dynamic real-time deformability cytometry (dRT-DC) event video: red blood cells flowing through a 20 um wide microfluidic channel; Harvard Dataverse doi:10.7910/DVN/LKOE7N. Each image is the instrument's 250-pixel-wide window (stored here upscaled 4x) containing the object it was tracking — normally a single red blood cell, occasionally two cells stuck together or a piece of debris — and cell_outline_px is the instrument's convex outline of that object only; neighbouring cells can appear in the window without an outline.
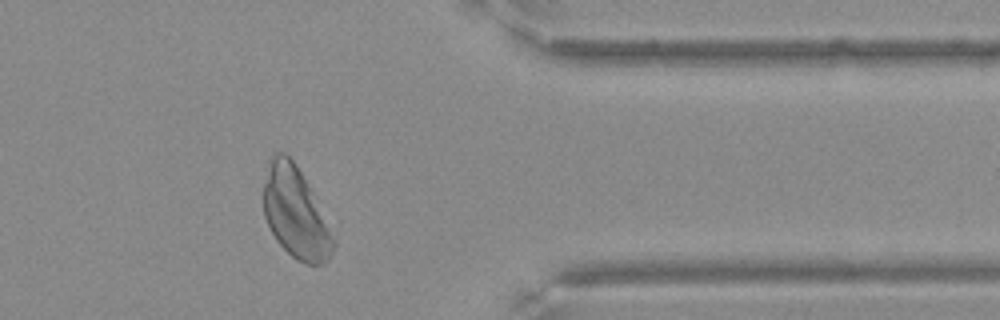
{"species": "Egyptian fruit bat (a non-hibernating species)", "species_latin": "Rousettus aegyptiacus", "temperature_condition": "warm", "stored_images_in_passage": 43, "camera_frame_rate_fps": 3000, "um_per_image_px": 0.085, "frame": {"image": 1, "passage_image": 33, "time_ms": 10.667, "image_size_px": [1000, 320], "cell_outline_px": [[336, 244], [328, 260], [324, 264], [304, 264], [296, 260], [276, 240], [264, 216], [264, 184], [268, 160], [276, 152], [284, 152], [292, 160], [300, 172], [332, 224], [336, 240]], "centroid_in_image_um": [25.17, 18.12], "position_along_channel_um": 386.2, "area_um2": 37.45}}